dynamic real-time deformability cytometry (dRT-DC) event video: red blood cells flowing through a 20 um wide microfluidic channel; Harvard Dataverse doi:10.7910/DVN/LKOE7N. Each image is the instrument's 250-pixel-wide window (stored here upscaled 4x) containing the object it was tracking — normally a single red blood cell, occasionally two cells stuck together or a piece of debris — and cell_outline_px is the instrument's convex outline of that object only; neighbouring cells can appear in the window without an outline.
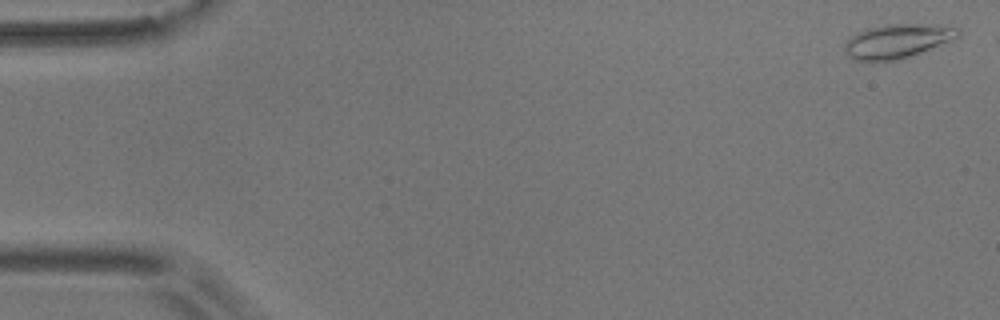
{"species": "common noctule bat (a hibernating species)", "species_latin": "Nyctalus noctula", "temperature_condition": "room temperature", "stored_images_in_passage": 6, "camera_frame_rate_fps": 3000, "um_per_image_px": 0.085, "animal": {"sex": "male", "body_mass_g": 17.9}, "frame": {"image": 1, "passage_image": 2, "time_ms": 0.333, "image_size_px": [1000, 320], "cell_outline_px": [[960, 36], [952, 40], [900, 60], [872, 64], [852, 60], [848, 56], [844, 48], [844, 44], [856, 32], [864, 28], [884, 24], [936, 24], [960, 28]], "centroid_in_image_um": [76.22, 3.52], "position_along_channel_um": 8.8, "area_um2": 23.35}}